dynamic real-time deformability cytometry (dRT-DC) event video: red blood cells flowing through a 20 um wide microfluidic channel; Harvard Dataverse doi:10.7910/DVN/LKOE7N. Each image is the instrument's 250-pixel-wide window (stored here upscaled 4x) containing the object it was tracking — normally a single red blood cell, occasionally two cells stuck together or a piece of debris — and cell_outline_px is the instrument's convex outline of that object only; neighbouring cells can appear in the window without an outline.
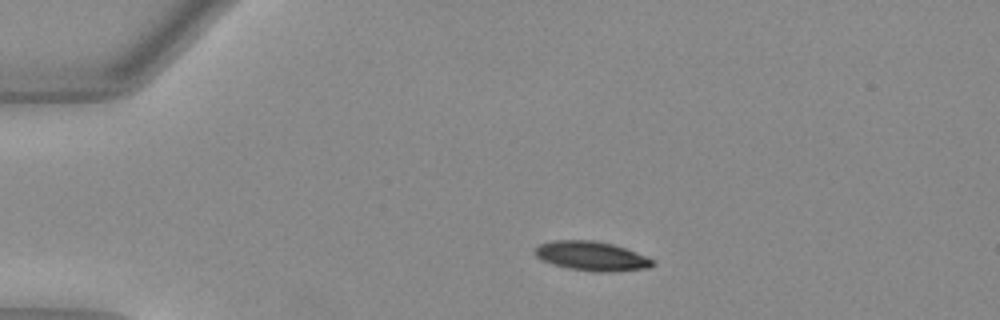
{"species": "Egyptian fruit bat (a non-hibernating species)", "species_latin": "Rousettus aegyptiacus", "temperature_condition": "warm", "stored_images_in_passage": 42, "camera_frame_rate_fps": 3000, "um_per_image_px": 0.085, "animal": {"sex": "female"}, "frame": {"image": 1, "passage_image": 1, "time_ms": 0.0, "image_size_px": [1000, 320], "cell_outline_px": [[652, 264], [648, 268], [616, 272], [596, 272], [568, 268], [552, 264], [540, 260], [536, 256], [536, 248], [540, 244], [552, 240], [592, 240], [612, 244], [624, 248], [644, 256], [652, 260]], "centroid_in_image_um": [50.24, 21.77], "position_along_channel_um": 34.8, "area_um2": 19.88}}
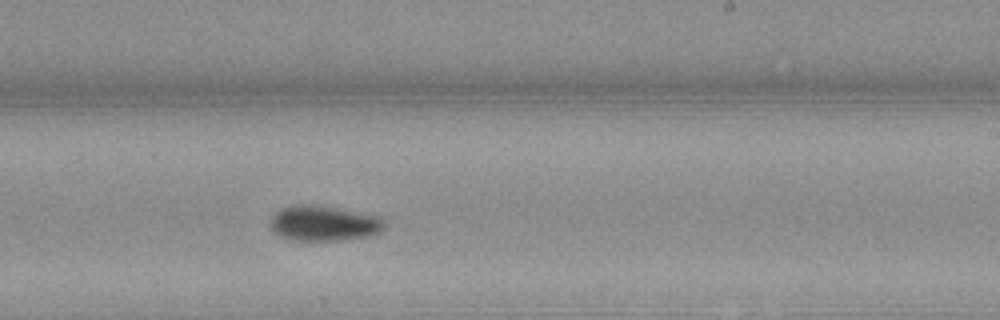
{"frame": {"image": 2, "passage_image": 22, "time_ms": 7.0, "image_size_px": [1000, 320], "cell_outline_px": [[384, 228], [380, 232], [368, 236], [336, 240], [288, 240], [280, 236], [272, 228], [272, 216], [280, 208], [296, 204], [308, 204], [336, 208], [384, 216]], "centroid_in_image_um": [27.56, 18.97], "position_along_channel_um": 261.4, "area_um2": 23.41}}
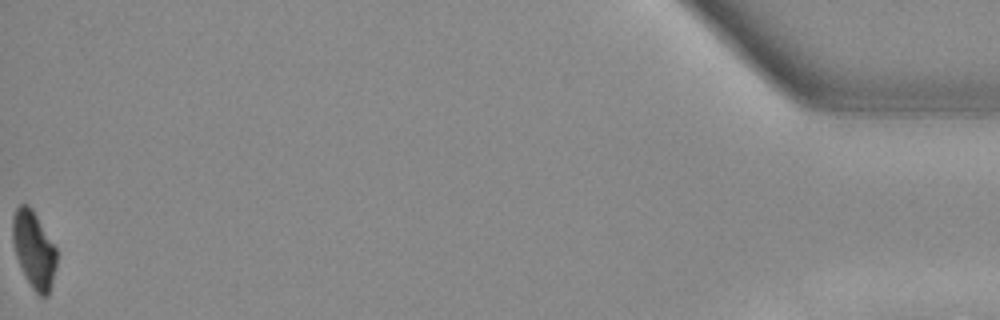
{"frame": {"image": 3, "passage_image": 42, "time_ms": 13.667, "image_size_px": [1000, 320], "cell_outline_px": [[56, 264], [48, 296], [40, 296], [32, 288], [16, 256], [12, 240], [12, 216], [16, 208], [20, 204], [28, 204], [32, 208], [56, 248]], "centroid_in_image_um": [2.86, 21.17], "position_along_channel_um": 432.3, "area_um2": 19.42}, "authors_computed_cell_mechanics": {"area_um2": 21.4727, "velocity_mm_per_s": 3.9985, "shape_relaxation_time_tau1_ms": 3.504, "shape_relaxation_time_tau2_ms": null, "deformation_change_tau1": 0.148, "deformation_change_tau2": null}}